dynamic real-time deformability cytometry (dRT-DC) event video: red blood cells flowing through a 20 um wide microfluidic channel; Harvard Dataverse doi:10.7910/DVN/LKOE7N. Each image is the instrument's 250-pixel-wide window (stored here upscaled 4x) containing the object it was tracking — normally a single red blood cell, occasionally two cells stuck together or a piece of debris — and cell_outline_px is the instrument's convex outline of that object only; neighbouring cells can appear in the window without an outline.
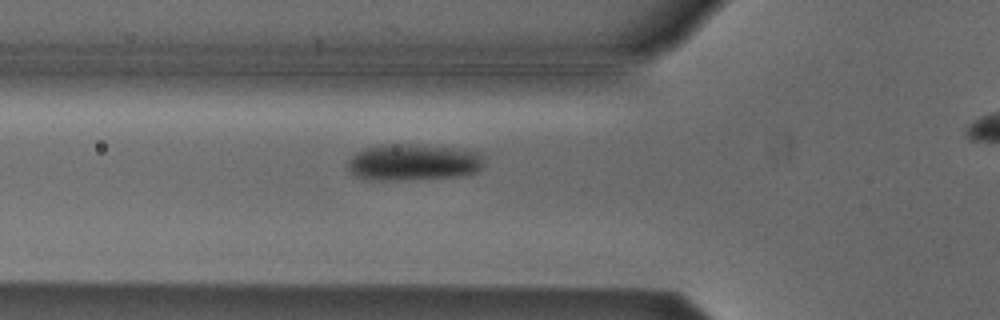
{"species": "Egyptian fruit bat (a non-hibernating species)", "species_latin": "Rousettus aegyptiacus", "temperature_condition": "cold", "stored_images_in_passage": 36, "camera_frame_rate_fps": 3000, "um_per_image_px": 0.085, "animal": {"sex": "male"}, "frame": {"image": 1, "passage_image": 8, "time_ms": 2.333, "image_size_px": [1000, 320], "cell_outline_px": [[484, 164], [476, 172], [456, 176], [396, 180], [364, 180], [356, 176], [348, 168], [348, 160], [356, 152], [364, 148], [376, 144], [400, 144], [464, 148], [484, 152]], "centroid_in_image_um": [35.15, 13.77], "position_along_channel_um": 90.7, "area_um2": 29.36}}
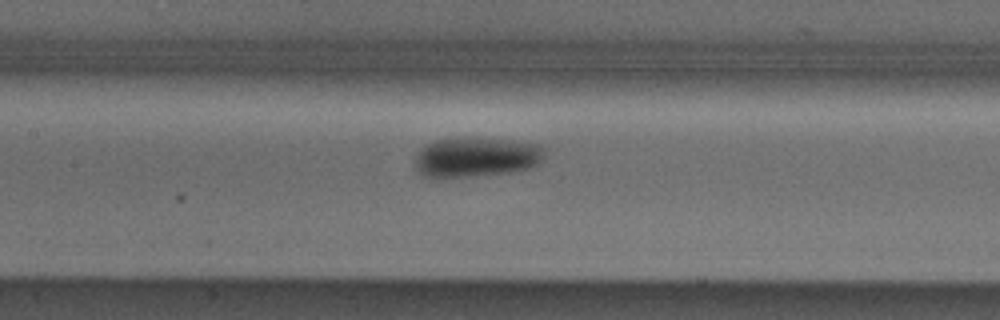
{"frame": {"image": 2, "passage_image": 14, "time_ms": 4.333, "image_size_px": [1000, 320], "cell_outline_px": [[544, 160], [540, 164], [516, 172], [464, 176], [424, 176], [412, 164], [416, 152], [424, 144], [436, 140], [468, 136], [476, 136], [544, 144]], "centroid_in_image_um": [40.5, 13.31], "position_along_channel_um": 166.9, "area_um2": 30.81}}
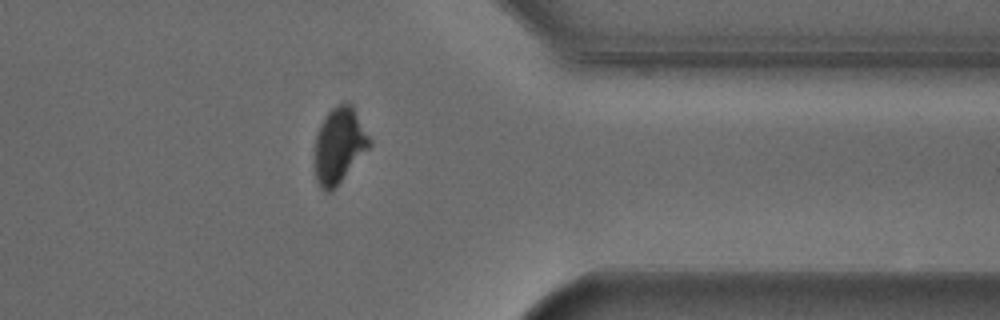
{"frame": {"image": 3, "passage_image": 32, "time_ms": 10.333, "image_size_px": [1000, 320], "cell_outline_px": [[372, 144], [332, 192], [328, 192], [320, 188], [316, 180], [316, 136], [320, 124], [324, 116], [332, 108], [348, 100], [352, 104], [372, 140]], "centroid_in_image_um": [28.85, 12.33], "position_along_channel_um": 382.5, "area_um2": 24.1}, "authors_computed_cell_mechanics": {"area_um2": 28.3798, "velocity_mm_per_s": 3.8047, "shape_relaxation_time_tau1_ms": 4.972, "shape_relaxation_time_tau2_ms": null, "deformation_change_tau1": 0.1027, "deformation_change_tau2": null}}